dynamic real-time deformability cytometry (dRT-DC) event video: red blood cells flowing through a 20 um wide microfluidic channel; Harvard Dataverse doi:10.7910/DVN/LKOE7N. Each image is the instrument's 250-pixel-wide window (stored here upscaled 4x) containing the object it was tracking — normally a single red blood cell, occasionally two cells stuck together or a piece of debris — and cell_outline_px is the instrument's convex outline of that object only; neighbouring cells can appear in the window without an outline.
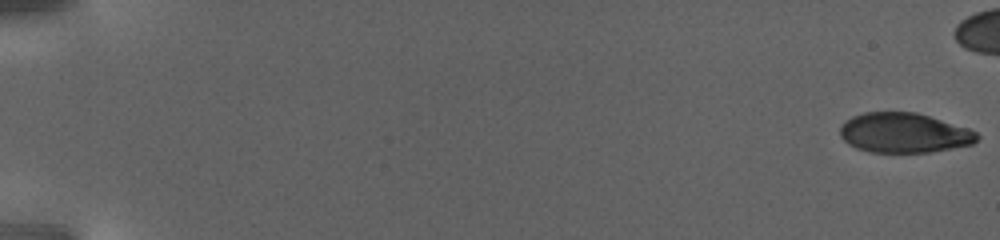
{"species": "human", "species_latin": "Homo sapiens", "temperature_condition": "warm", "stored_images_in_passage": 94, "camera_frame_rate_fps": 3000, "um_per_image_px": 0.085, "donor": {"sex": "female"}, "frame": {"image": 1, "passage_image": 1, "time_ms": 0.0, "image_size_px": [1000, 240], "cell_outline_px": [[980, 136], [972, 144], [928, 152], [868, 152], [856, 148], [848, 144], [840, 136], [840, 124], [844, 120], [852, 116], [864, 112], [916, 112], [968, 128], [976, 132]], "centroid_in_image_um": [76.79, 11.29], "position_along_channel_um": 8.2, "area_um2": 31.79}}
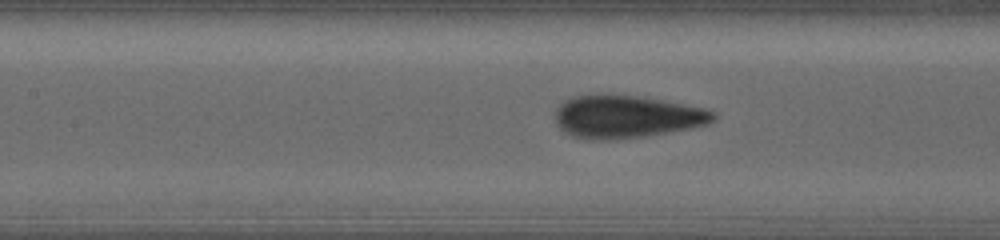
{"frame": {"image": 2, "passage_image": 51, "time_ms": 16.667, "image_size_px": [1000, 240], "cell_outline_px": [[716, 120], [708, 124], [692, 128], [644, 136], [608, 140], [584, 140], [572, 136], [564, 132], [556, 124], [556, 108], [564, 100], [572, 96], [636, 96], [664, 100], [704, 108], [716, 112]], "centroid_in_image_um": [53.26, 9.94], "position_along_channel_um": 154.1, "area_um2": 39.19}}
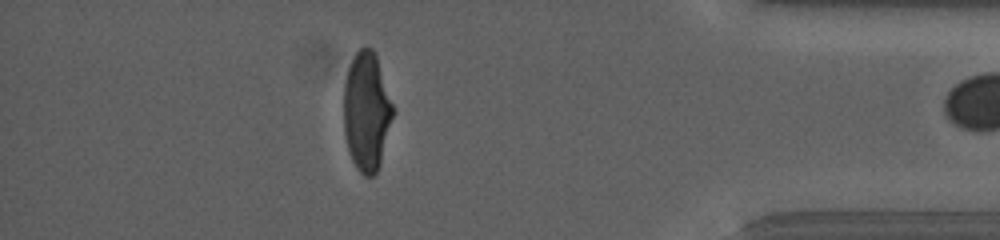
{"frame": {"image": 3, "passage_image": 92, "time_ms": 30.333, "image_size_px": [1000, 240], "cell_outline_px": [[392, 116], [380, 164], [376, 172], [372, 176], [364, 176], [356, 168], [352, 160], [348, 148], [344, 132], [344, 84], [348, 68], [356, 52], [364, 44], [368, 44], [376, 52], [392, 104]], "centroid_in_image_um": [31.14, 9.42], "position_along_channel_um": 404.1, "area_um2": 33.87}}